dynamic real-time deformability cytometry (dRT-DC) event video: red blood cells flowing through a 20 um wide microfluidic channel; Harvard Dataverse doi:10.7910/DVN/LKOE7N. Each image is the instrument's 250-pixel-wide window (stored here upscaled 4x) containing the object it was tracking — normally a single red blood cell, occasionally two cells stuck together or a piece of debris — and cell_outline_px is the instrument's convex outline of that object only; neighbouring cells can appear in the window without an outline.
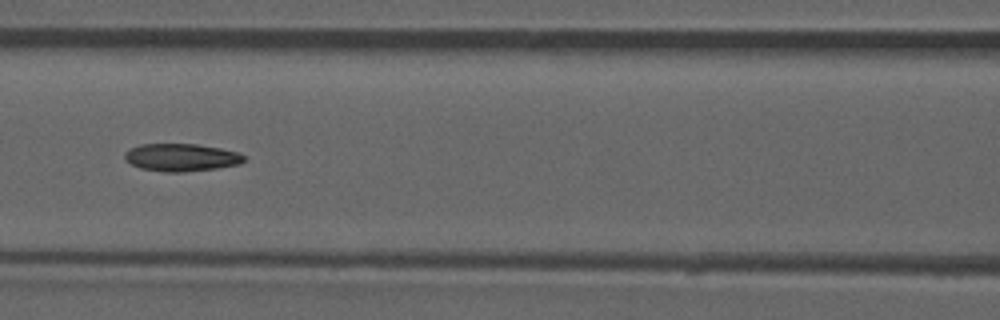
{"species": "common noctule bat (a hibernating species)", "species_latin": "Nyctalus noctula", "temperature_condition": "room temperature", "stored_images_in_passage": 37, "camera_frame_rate_fps": 3000, "um_per_image_px": 0.085, "animal": {"sex": "male", "forearm_length_mm": 52.5}, "frame": {"image": 1, "passage_image": 11, "time_ms": 3.333, "image_size_px": [1000, 320], "cell_outline_px": [[244, 160], [240, 164], [216, 168], [184, 172], [164, 172], [140, 168], [124, 160], [124, 152], [140, 144], [196, 144], [220, 148], [240, 152], [244, 156]], "centroid_in_image_um": [15.4, 13.38], "position_along_channel_um": 151.2, "area_um2": 19.25}}